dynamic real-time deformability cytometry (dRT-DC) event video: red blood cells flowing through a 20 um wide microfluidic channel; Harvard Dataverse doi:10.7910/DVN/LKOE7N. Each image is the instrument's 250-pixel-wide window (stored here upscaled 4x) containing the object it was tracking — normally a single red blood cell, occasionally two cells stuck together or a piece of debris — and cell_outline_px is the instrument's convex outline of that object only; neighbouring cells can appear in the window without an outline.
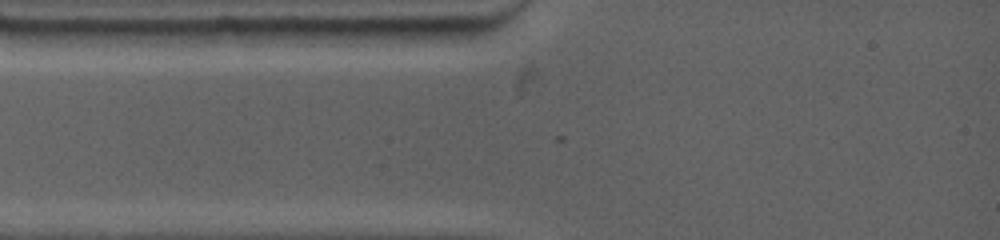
{"species": "common noctule bat (a hibernating species)", "species_latin": "Nyctalus noctula", "temperature_condition": "warm", "stored_images_in_passage": 6, "camera_frame_rate_fps": 4500, "um_per_image_px": 0.085, "animal": {"sex": "female", "body_mass_g": 19.0, "forearm_length_mm": 53.3}, "frame": {"image": 1, "passage_image": 2, "time_ms": 0.667, "image_size_px": [1000, 240], "cell_outline_px": [[472, 28], [468, 36], [444, 44], [328, 44], [328, 28]], "centroid_in_image_um": [33.64, 3.04], "position_along_channel_um": 51.4, "area_um2": 15.61}}